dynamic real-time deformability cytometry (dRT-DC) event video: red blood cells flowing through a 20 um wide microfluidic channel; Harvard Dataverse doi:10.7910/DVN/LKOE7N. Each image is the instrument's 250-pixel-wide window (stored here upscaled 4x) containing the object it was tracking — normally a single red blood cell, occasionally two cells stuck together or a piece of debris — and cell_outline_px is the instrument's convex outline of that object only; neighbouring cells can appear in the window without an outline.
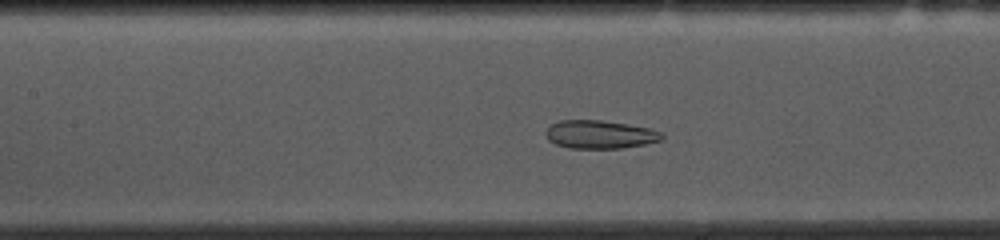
{"species": "common noctule bat (a hibernating species)", "species_latin": "Nyctalus noctula", "temperature_condition": "cold", "stored_images_in_passage": 53, "segment_of_instrument_passage": [1, 2], "camera_frame_rate_fps": 3000, "um_per_image_px": 0.085, "animal": {"sex": "female", "body_mass_g": 10.0, "forearm_length_mm": 53.1}, "frame": {"image": 1, "passage_image": 21, "time_ms": 6.667, "image_size_px": [1000, 240], "cell_outline_px": [[664, 136], [660, 140], [644, 144], [624, 148], [568, 148], [556, 144], [548, 140], [544, 132], [552, 124], [560, 120], [600, 120], [628, 124], [648, 128], [660, 132]], "centroid_in_image_um": [50.96, 11.43], "position_along_channel_um": 156.4, "area_um2": 19.02}}
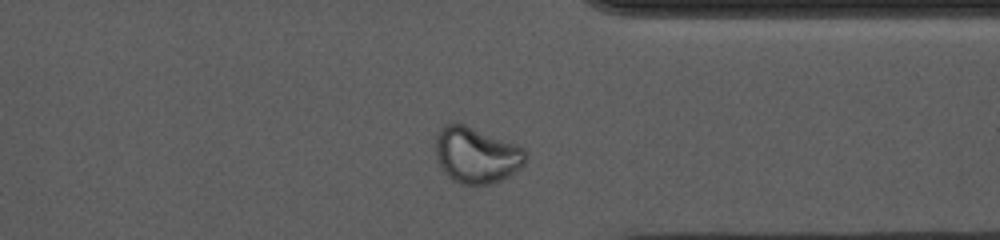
{"frame": {"image": 2, "passage_image": 39, "time_ms": 12.667, "image_size_px": [1000, 240], "cell_outline_px": [[528, 156], [524, 164], [520, 168], [508, 176], [500, 180], [488, 184], [460, 184], [452, 180], [440, 168], [436, 156], [436, 136], [440, 128], [444, 124], [452, 120], [464, 124], [516, 144], [524, 148], [528, 152]], "centroid_in_image_um": [40.48, 13.16], "position_along_channel_um": 370.9, "area_um2": 29.71}}
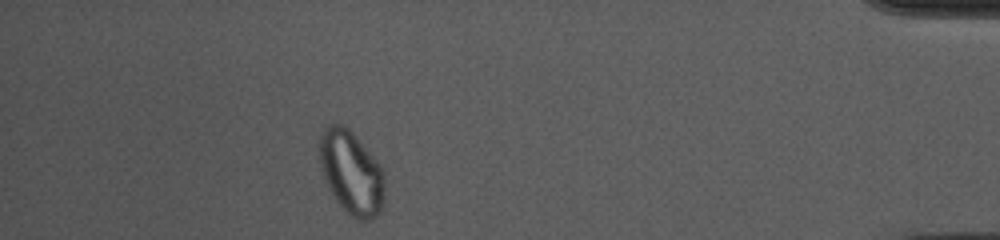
{"frame": {"image": 3, "passage_image": 46, "time_ms": 15.0, "image_size_px": [1000, 240], "cell_outline_px": [[384, 200], [380, 212], [376, 216], [368, 220], [356, 220], [336, 200], [328, 188], [320, 168], [316, 144], [320, 132], [328, 124], [344, 124], [352, 132], [380, 164], [384, 172]], "centroid_in_image_um": [29.82, 14.62], "position_along_channel_um": 405.4, "area_um2": 32.25}}